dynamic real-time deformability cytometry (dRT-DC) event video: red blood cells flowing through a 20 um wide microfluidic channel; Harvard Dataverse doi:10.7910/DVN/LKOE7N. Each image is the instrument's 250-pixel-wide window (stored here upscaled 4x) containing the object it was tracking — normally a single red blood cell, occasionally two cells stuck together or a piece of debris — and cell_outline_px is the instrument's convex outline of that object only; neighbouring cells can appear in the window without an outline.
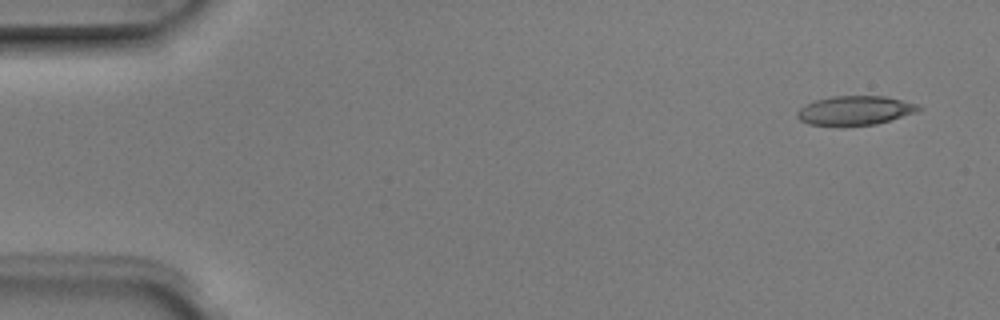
{"species": "Egyptian fruit bat (a non-hibernating species)", "species_latin": "Rousettus aegyptiacus", "temperature_condition": "room temperature", "stored_images_in_passage": 4, "camera_frame_rate_fps": 3000, "um_per_image_px": 0.085, "animal": {"sex": "male"}, "frame": {"image": 1, "passage_image": 1, "time_ms": 0.0, "image_size_px": [1000, 320], "cell_outline_px": [[924, 108], [916, 112], [876, 124], [840, 128], [808, 124], [800, 120], [796, 116], [796, 112], [804, 104], [816, 100], [832, 96], [884, 96], [916, 104]], "centroid_in_image_um": [72.6, 9.42], "position_along_channel_um": 12.4, "area_um2": 21.1}}